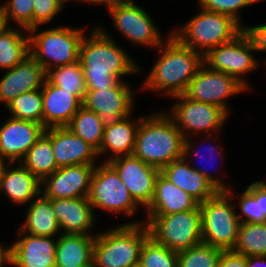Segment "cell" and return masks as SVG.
I'll list each match as a JSON object with an SVG mask.
<instances>
[{"label":"cell","instance_id":"1","mask_svg":"<svg viewBox=\"0 0 266 267\" xmlns=\"http://www.w3.org/2000/svg\"><path fill=\"white\" fill-rule=\"evenodd\" d=\"M112 39L98 26L89 37L82 38L79 62L87 90L110 89L123 81L122 76L141 71L131 56Z\"/></svg>","mask_w":266,"mask_h":267},{"label":"cell","instance_id":"2","mask_svg":"<svg viewBox=\"0 0 266 267\" xmlns=\"http://www.w3.org/2000/svg\"><path fill=\"white\" fill-rule=\"evenodd\" d=\"M157 49L162 53L144 80L142 89L162 91L170 98L183 95L204 64L203 55L182 45L172 34Z\"/></svg>","mask_w":266,"mask_h":267},{"label":"cell","instance_id":"3","mask_svg":"<svg viewBox=\"0 0 266 267\" xmlns=\"http://www.w3.org/2000/svg\"><path fill=\"white\" fill-rule=\"evenodd\" d=\"M184 136L165 113L143 116L136 133L133 155L162 169L183 157Z\"/></svg>","mask_w":266,"mask_h":267},{"label":"cell","instance_id":"4","mask_svg":"<svg viewBox=\"0 0 266 267\" xmlns=\"http://www.w3.org/2000/svg\"><path fill=\"white\" fill-rule=\"evenodd\" d=\"M150 236L147 224L127 222L95 235V267H132L140 262L144 241Z\"/></svg>","mask_w":266,"mask_h":267},{"label":"cell","instance_id":"5","mask_svg":"<svg viewBox=\"0 0 266 267\" xmlns=\"http://www.w3.org/2000/svg\"><path fill=\"white\" fill-rule=\"evenodd\" d=\"M198 14L176 28L172 34L182 45L200 52L203 56L221 44L234 40L244 31L233 17L200 8Z\"/></svg>","mask_w":266,"mask_h":267},{"label":"cell","instance_id":"6","mask_svg":"<svg viewBox=\"0 0 266 267\" xmlns=\"http://www.w3.org/2000/svg\"><path fill=\"white\" fill-rule=\"evenodd\" d=\"M37 29L38 26L27 31L29 51L46 73L52 68L79 61V49L85 35L83 29L65 26L50 28L42 32H38Z\"/></svg>","mask_w":266,"mask_h":267},{"label":"cell","instance_id":"7","mask_svg":"<svg viewBox=\"0 0 266 267\" xmlns=\"http://www.w3.org/2000/svg\"><path fill=\"white\" fill-rule=\"evenodd\" d=\"M230 187L199 204L202 215V243L222 250H232L237 242L240 220L230 203L234 193ZM233 204V205H232Z\"/></svg>","mask_w":266,"mask_h":267},{"label":"cell","instance_id":"8","mask_svg":"<svg viewBox=\"0 0 266 267\" xmlns=\"http://www.w3.org/2000/svg\"><path fill=\"white\" fill-rule=\"evenodd\" d=\"M150 236L178 253L202 243V215L192 209L167 215H147Z\"/></svg>","mask_w":266,"mask_h":267},{"label":"cell","instance_id":"9","mask_svg":"<svg viewBox=\"0 0 266 267\" xmlns=\"http://www.w3.org/2000/svg\"><path fill=\"white\" fill-rule=\"evenodd\" d=\"M88 199L93 209L99 208L115 214L122 212L127 217L134 215L140 206L116 170L106 161L94 169Z\"/></svg>","mask_w":266,"mask_h":267},{"label":"cell","instance_id":"10","mask_svg":"<svg viewBox=\"0 0 266 267\" xmlns=\"http://www.w3.org/2000/svg\"><path fill=\"white\" fill-rule=\"evenodd\" d=\"M253 51L257 52L252 40L243 31L234 40L210 49L203 56V62L211 70L235 77L249 89L243 76L259 66Z\"/></svg>","mask_w":266,"mask_h":267},{"label":"cell","instance_id":"11","mask_svg":"<svg viewBox=\"0 0 266 267\" xmlns=\"http://www.w3.org/2000/svg\"><path fill=\"white\" fill-rule=\"evenodd\" d=\"M177 99L171 108V113L167 115L179 128L184 138H188L187 132L196 134L209 133L222 129L225 121L229 118L228 114L218 106L202 103L187 98L184 94L172 97Z\"/></svg>","mask_w":266,"mask_h":267},{"label":"cell","instance_id":"12","mask_svg":"<svg viewBox=\"0 0 266 267\" xmlns=\"http://www.w3.org/2000/svg\"><path fill=\"white\" fill-rule=\"evenodd\" d=\"M248 90L235 77L202 65L184 95L194 101L218 106L229 115L226 98Z\"/></svg>","mask_w":266,"mask_h":267},{"label":"cell","instance_id":"13","mask_svg":"<svg viewBox=\"0 0 266 267\" xmlns=\"http://www.w3.org/2000/svg\"><path fill=\"white\" fill-rule=\"evenodd\" d=\"M132 92L128 83L123 81L110 89L87 90L83 106L99 115L104 127H107L132 114Z\"/></svg>","mask_w":266,"mask_h":267},{"label":"cell","instance_id":"14","mask_svg":"<svg viewBox=\"0 0 266 267\" xmlns=\"http://www.w3.org/2000/svg\"><path fill=\"white\" fill-rule=\"evenodd\" d=\"M107 162L116 170L134 200L146 208L153 198L160 169L134 155L118 156Z\"/></svg>","mask_w":266,"mask_h":267},{"label":"cell","instance_id":"15","mask_svg":"<svg viewBox=\"0 0 266 267\" xmlns=\"http://www.w3.org/2000/svg\"><path fill=\"white\" fill-rule=\"evenodd\" d=\"M114 26L132 44L158 47L162 39L149 14L136 3H129L109 10Z\"/></svg>","mask_w":266,"mask_h":267},{"label":"cell","instance_id":"16","mask_svg":"<svg viewBox=\"0 0 266 267\" xmlns=\"http://www.w3.org/2000/svg\"><path fill=\"white\" fill-rule=\"evenodd\" d=\"M96 165L79 164L59 167L41 181V193L48 199L88 197Z\"/></svg>","mask_w":266,"mask_h":267},{"label":"cell","instance_id":"17","mask_svg":"<svg viewBox=\"0 0 266 267\" xmlns=\"http://www.w3.org/2000/svg\"><path fill=\"white\" fill-rule=\"evenodd\" d=\"M44 132L42 124L10 117L0 127V155L10 163L20 162Z\"/></svg>","mask_w":266,"mask_h":267},{"label":"cell","instance_id":"18","mask_svg":"<svg viewBox=\"0 0 266 267\" xmlns=\"http://www.w3.org/2000/svg\"><path fill=\"white\" fill-rule=\"evenodd\" d=\"M41 92L45 129L67 127L72 117L83 106V100L79 96L55 86L47 78Z\"/></svg>","mask_w":266,"mask_h":267},{"label":"cell","instance_id":"19","mask_svg":"<svg viewBox=\"0 0 266 267\" xmlns=\"http://www.w3.org/2000/svg\"><path fill=\"white\" fill-rule=\"evenodd\" d=\"M57 240L49 236L23 235L10 245V265L14 267H56Z\"/></svg>","mask_w":266,"mask_h":267},{"label":"cell","instance_id":"20","mask_svg":"<svg viewBox=\"0 0 266 267\" xmlns=\"http://www.w3.org/2000/svg\"><path fill=\"white\" fill-rule=\"evenodd\" d=\"M50 200L60 231L62 230L64 234L91 235L89 230L96 219L88 197Z\"/></svg>","mask_w":266,"mask_h":267},{"label":"cell","instance_id":"21","mask_svg":"<svg viewBox=\"0 0 266 267\" xmlns=\"http://www.w3.org/2000/svg\"><path fill=\"white\" fill-rule=\"evenodd\" d=\"M51 144L58 167L96 163L97 150L68 127L51 128Z\"/></svg>","mask_w":266,"mask_h":267},{"label":"cell","instance_id":"22","mask_svg":"<svg viewBox=\"0 0 266 267\" xmlns=\"http://www.w3.org/2000/svg\"><path fill=\"white\" fill-rule=\"evenodd\" d=\"M188 161L182 157L164 166L160 172L199 203L214 197L219 190L206 177L191 167Z\"/></svg>","mask_w":266,"mask_h":267},{"label":"cell","instance_id":"23","mask_svg":"<svg viewBox=\"0 0 266 267\" xmlns=\"http://www.w3.org/2000/svg\"><path fill=\"white\" fill-rule=\"evenodd\" d=\"M199 202L190 194L174 185L161 172L155 181L154 195L146 207V215H167L200 209Z\"/></svg>","mask_w":266,"mask_h":267},{"label":"cell","instance_id":"24","mask_svg":"<svg viewBox=\"0 0 266 267\" xmlns=\"http://www.w3.org/2000/svg\"><path fill=\"white\" fill-rule=\"evenodd\" d=\"M14 164L10 163L5 169L0 182V192L13 203L24 205L41 193V181L20 162L18 167L12 168Z\"/></svg>","mask_w":266,"mask_h":267},{"label":"cell","instance_id":"25","mask_svg":"<svg viewBox=\"0 0 266 267\" xmlns=\"http://www.w3.org/2000/svg\"><path fill=\"white\" fill-rule=\"evenodd\" d=\"M56 267H80L93 262L95 235L58 234Z\"/></svg>","mask_w":266,"mask_h":267},{"label":"cell","instance_id":"26","mask_svg":"<svg viewBox=\"0 0 266 267\" xmlns=\"http://www.w3.org/2000/svg\"><path fill=\"white\" fill-rule=\"evenodd\" d=\"M130 117L123 118L114 125L104 128L102 142L97 153L102 155L110 151L112 157H108L106 162L118 156L133 155L137 129L143 117L138 118V121H134Z\"/></svg>","mask_w":266,"mask_h":267},{"label":"cell","instance_id":"27","mask_svg":"<svg viewBox=\"0 0 266 267\" xmlns=\"http://www.w3.org/2000/svg\"><path fill=\"white\" fill-rule=\"evenodd\" d=\"M29 205L26 219L19 227V237L26 232L35 236L55 237L61 232L50 199L40 193Z\"/></svg>","mask_w":266,"mask_h":267},{"label":"cell","instance_id":"28","mask_svg":"<svg viewBox=\"0 0 266 267\" xmlns=\"http://www.w3.org/2000/svg\"><path fill=\"white\" fill-rule=\"evenodd\" d=\"M20 163L40 181L59 168L53 155L51 128L45 129V132L26 152Z\"/></svg>","mask_w":266,"mask_h":267},{"label":"cell","instance_id":"29","mask_svg":"<svg viewBox=\"0 0 266 267\" xmlns=\"http://www.w3.org/2000/svg\"><path fill=\"white\" fill-rule=\"evenodd\" d=\"M18 28L6 26L0 33V68L8 70L30 55L29 36Z\"/></svg>","mask_w":266,"mask_h":267},{"label":"cell","instance_id":"30","mask_svg":"<svg viewBox=\"0 0 266 267\" xmlns=\"http://www.w3.org/2000/svg\"><path fill=\"white\" fill-rule=\"evenodd\" d=\"M232 250L246 257L266 256V222L240 223Z\"/></svg>","mask_w":266,"mask_h":267},{"label":"cell","instance_id":"31","mask_svg":"<svg viewBox=\"0 0 266 267\" xmlns=\"http://www.w3.org/2000/svg\"><path fill=\"white\" fill-rule=\"evenodd\" d=\"M67 127L97 151L100 149L105 127L95 112L82 106Z\"/></svg>","mask_w":266,"mask_h":267},{"label":"cell","instance_id":"32","mask_svg":"<svg viewBox=\"0 0 266 267\" xmlns=\"http://www.w3.org/2000/svg\"><path fill=\"white\" fill-rule=\"evenodd\" d=\"M46 76L55 86L79 96L82 100L85 98L87 88L79 61L52 68L46 73Z\"/></svg>","mask_w":266,"mask_h":267},{"label":"cell","instance_id":"33","mask_svg":"<svg viewBox=\"0 0 266 267\" xmlns=\"http://www.w3.org/2000/svg\"><path fill=\"white\" fill-rule=\"evenodd\" d=\"M11 117L43 125V99L41 89L21 93L7 106Z\"/></svg>","mask_w":266,"mask_h":267},{"label":"cell","instance_id":"34","mask_svg":"<svg viewBox=\"0 0 266 267\" xmlns=\"http://www.w3.org/2000/svg\"><path fill=\"white\" fill-rule=\"evenodd\" d=\"M223 250L200 243L177 253L178 267H218Z\"/></svg>","mask_w":266,"mask_h":267},{"label":"cell","instance_id":"35","mask_svg":"<svg viewBox=\"0 0 266 267\" xmlns=\"http://www.w3.org/2000/svg\"><path fill=\"white\" fill-rule=\"evenodd\" d=\"M140 263L145 267H178L177 253L149 236L142 245Z\"/></svg>","mask_w":266,"mask_h":267},{"label":"cell","instance_id":"36","mask_svg":"<svg viewBox=\"0 0 266 267\" xmlns=\"http://www.w3.org/2000/svg\"><path fill=\"white\" fill-rule=\"evenodd\" d=\"M17 73L20 93L41 89L47 78L44 68L31 55L17 65Z\"/></svg>","mask_w":266,"mask_h":267},{"label":"cell","instance_id":"37","mask_svg":"<svg viewBox=\"0 0 266 267\" xmlns=\"http://www.w3.org/2000/svg\"><path fill=\"white\" fill-rule=\"evenodd\" d=\"M33 2L34 0H9L7 4L0 5L7 26L10 21H14L24 31L33 28Z\"/></svg>","mask_w":266,"mask_h":267},{"label":"cell","instance_id":"38","mask_svg":"<svg viewBox=\"0 0 266 267\" xmlns=\"http://www.w3.org/2000/svg\"><path fill=\"white\" fill-rule=\"evenodd\" d=\"M261 0H198L199 7L208 11L229 15L240 23L238 13L245 6ZM263 1V0H262Z\"/></svg>","mask_w":266,"mask_h":267},{"label":"cell","instance_id":"39","mask_svg":"<svg viewBox=\"0 0 266 267\" xmlns=\"http://www.w3.org/2000/svg\"><path fill=\"white\" fill-rule=\"evenodd\" d=\"M33 4V28L52 21L64 6L60 0H34Z\"/></svg>","mask_w":266,"mask_h":267},{"label":"cell","instance_id":"40","mask_svg":"<svg viewBox=\"0 0 266 267\" xmlns=\"http://www.w3.org/2000/svg\"><path fill=\"white\" fill-rule=\"evenodd\" d=\"M239 204L241 214H237L241 223L259 222V208L255 200V182L248 185L247 189L243 191L240 196ZM245 215L246 217H242Z\"/></svg>","mask_w":266,"mask_h":267},{"label":"cell","instance_id":"41","mask_svg":"<svg viewBox=\"0 0 266 267\" xmlns=\"http://www.w3.org/2000/svg\"><path fill=\"white\" fill-rule=\"evenodd\" d=\"M6 71V74L0 79V103H5V106L21 94L17 65Z\"/></svg>","mask_w":266,"mask_h":267},{"label":"cell","instance_id":"42","mask_svg":"<svg viewBox=\"0 0 266 267\" xmlns=\"http://www.w3.org/2000/svg\"><path fill=\"white\" fill-rule=\"evenodd\" d=\"M191 138H185L184 140V149H183V157L185 159L189 158V156L191 157L194 153V155H196L197 157H199L198 155L200 154V152H198V150H196L195 152L193 151V149L195 148L193 146V144L191 143ZM207 150H215L217 153L220 151L219 147L214 145H210L208 148L205 147ZM219 150V151H218ZM212 151H210L209 155L212 156ZM196 153V154H195ZM188 156V157H187ZM203 156V155H202ZM202 156L199 158L201 159ZM209 157V156H208ZM209 160H211V157L208 158ZM191 167H193L195 170H197L200 174H202L204 177H206L219 191H226L229 187L226 186V184L224 185V183L219 179V178H215V176L212 175V173H209L208 170H206L205 168L201 169V168H197L191 165Z\"/></svg>","mask_w":266,"mask_h":267},{"label":"cell","instance_id":"43","mask_svg":"<svg viewBox=\"0 0 266 267\" xmlns=\"http://www.w3.org/2000/svg\"><path fill=\"white\" fill-rule=\"evenodd\" d=\"M244 31L252 40L256 51L266 52V23L253 27H244Z\"/></svg>","mask_w":266,"mask_h":267},{"label":"cell","instance_id":"44","mask_svg":"<svg viewBox=\"0 0 266 267\" xmlns=\"http://www.w3.org/2000/svg\"><path fill=\"white\" fill-rule=\"evenodd\" d=\"M218 267H246V256L233 250H223Z\"/></svg>","mask_w":266,"mask_h":267},{"label":"cell","instance_id":"45","mask_svg":"<svg viewBox=\"0 0 266 267\" xmlns=\"http://www.w3.org/2000/svg\"><path fill=\"white\" fill-rule=\"evenodd\" d=\"M255 200L259 208V222H266V183L255 181Z\"/></svg>","mask_w":266,"mask_h":267},{"label":"cell","instance_id":"46","mask_svg":"<svg viewBox=\"0 0 266 267\" xmlns=\"http://www.w3.org/2000/svg\"><path fill=\"white\" fill-rule=\"evenodd\" d=\"M102 3L105 4L107 7V10L109 11L110 9L119 7L121 5L133 3V0H86L85 3Z\"/></svg>","mask_w":266,"mask_h":267},{"label":"cell","instance_id":"47","mask_svg":"<svg viewBox=\"0 0 266 267\" xmlns=\"http://www.w3.org/2000/svg\"><path fill=\"white\" fill-rule=\"evenodd\" d=\"M246 267H266V256L246 257Z\"/></svg>","mask_w":266,"mask_h":267},{"label":"cell","instance_id":"48","mask_svg":"<svg viewBox=\"0 0 266 267\" xmlns=\"http://www.w3.org/2000/svg\"><path fill=\"white\" fill-rule=\"evenodd\" d=\"M10 265V247H3L0 244V267H3L4 264Z\"/></svg>","mask_w":266,"mask_h":267},{"label":"cell","instance_id":"49","mask_svg":"<svg viewBox=\"0 0 266 267\" xmlns=\"http://www.w3.org/2000/svg\"><path fill=\"white\" fill-rule=\"evenodd\" d=\"M7 161L8 160H6L3 156L0 155V182H1L2 176L4 175L5 169L10 164V162H7Z\"/></svg>","mask_w":266,"mask_h":267},{"label":"cell","instance_id":"50","mask_svg":"<svg viewBox=\"0 0 266 267\" xmlns=\"http://www.w3.org/2000/svg\"><path fill=\"white\" fill-rule=\"evenodd\" d=\"M7 26L6 21L2 15V12L0 11V33L3 31V29Z\"/></svg>","mask_w":266,"mask_h":267},{"label":"cell","instance_id":"51","mask_svg":"<svg viewBox=\"0 0 266 267\" xmlns=\"http://www.w3.org/2000/svg\"><path fill=\"white\" fill-rule=\"evenodd\" d=\"M64 5H65V3H67V1L69 2V1H75V0H60ZM76 1H80V2H85L86 0H76Z\"/></svg>","mask_w":266,"mask_h":267},{"label":"cell","instance_id":"52","mask_svg":"<svg viewBox=\"0 0 266 267\" xmlns=\"http://www.w3.org/2000/svg\"><path fill=\"white\" fill-rule=\"evenodd\" d=\"M80 267H95V265H94V262H92L91 264L83 265Z\"/></svg>","mask_w":266,"mask_h":267},{"label":"cell","instance_id":"53","mask_svg":"<svg viewBox=\"0 0 266 267\" xmlns=\"http://www.w3.org/2000/svg\"><path fill=\"white\" fill-rule=\"evenodd\" d=\"M132 267H145L142 263L138 262Z\"/></svg>","mask_w":266,"mask_h":267}]
</instances>
